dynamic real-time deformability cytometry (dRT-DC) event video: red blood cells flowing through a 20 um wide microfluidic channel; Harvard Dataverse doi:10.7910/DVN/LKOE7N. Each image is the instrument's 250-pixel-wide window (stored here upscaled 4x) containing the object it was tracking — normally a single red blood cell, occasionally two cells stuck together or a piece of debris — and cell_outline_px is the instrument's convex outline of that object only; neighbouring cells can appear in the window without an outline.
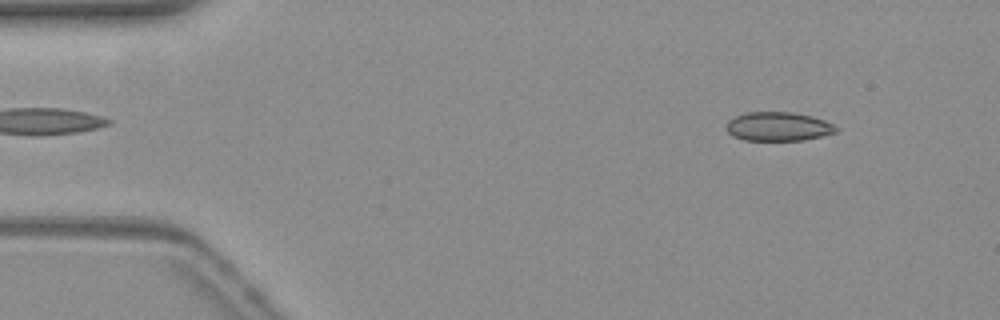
{"species": "common noctule bat (a hibernating species)", "species_latin": "Nyctalus noctula", "temperature_condition": "warm", "stored_images_in_passage": 15, "camera_frame_rate_fps": 3000, "um_per_image_px": 0.085, "animal": {"sex": "female", "body_mass_g": 19.3, "forearm_length_mm": 54.1}, "frame": {"image": 1, "passage_image": 5, "time_ms": 1.333, "image_size_px": [1000, 320], "cell_outline_px": [[836, 132], [804, 140], [744, 140], [732, 136], [728, 132], [728, 120], [736, 116], [748, 112], [792, 112], [812, 116], [824, 120], [832, 124], [836, 128]], "centroid_in_image_um": [66.14, 10.75], "position_along_channel_um": 18.9, "area_um2": 18.26}}